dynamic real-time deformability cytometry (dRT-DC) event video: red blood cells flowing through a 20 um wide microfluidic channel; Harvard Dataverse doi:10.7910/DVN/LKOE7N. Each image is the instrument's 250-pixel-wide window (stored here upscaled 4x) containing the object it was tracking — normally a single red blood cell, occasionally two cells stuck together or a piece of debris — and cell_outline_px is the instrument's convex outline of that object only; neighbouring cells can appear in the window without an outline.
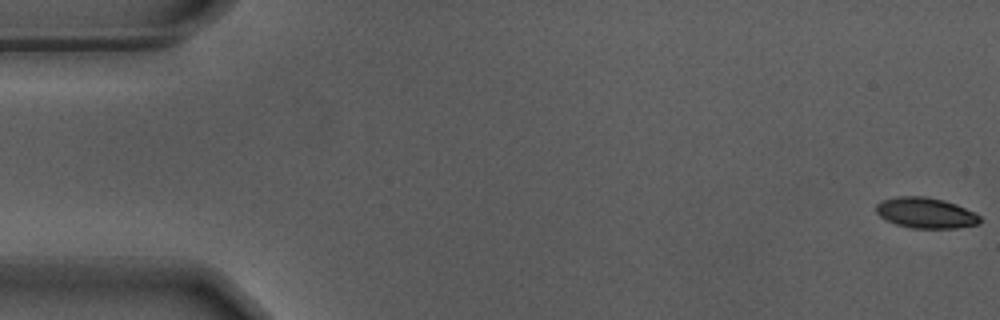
{"species": "Egyptian fruit bat (a non-hibernating species)", "species_latin": "Rousettus aegyptiacus", "temperature_condition": "warm", "stored_images_in_passage": 52, "camera_frame_rate_fps": 3000, "um_per_image_px": 0.085, "animal": {"sex": "male"}, "frame": {"image": 1, "passage_image": 1, "time_ms": 0.0, "image_size_px": [1000, 320], "cell_outline_px": [[980, 224], [956, 228], [912, 228], [896, 224], [880, 216], [876, 212], [876, 204], [880, 200], [896, 196], [924, 196], [944, 200], [956, 204], [980, 216]], "centroid_in_image_um": [78.66, 18.09], "position_along_channel_um": 6.3, "area_um2": 18.5}}
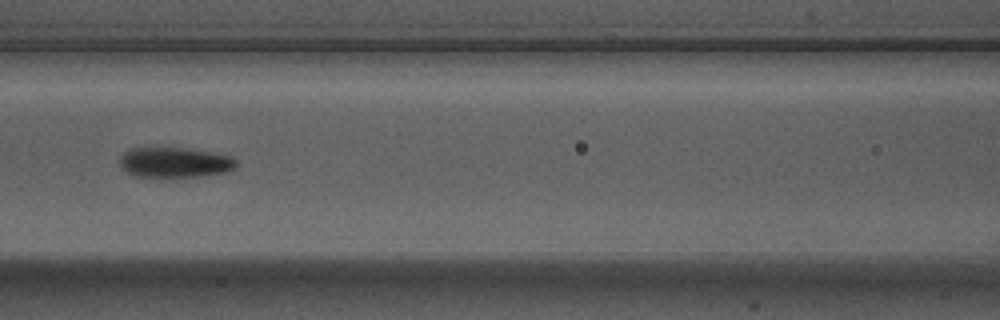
{"frame": {"image": 2, "passage_image": 25, "time_ms": 8.0, "image_size_px": [1000, 320], "cell_outline_px": [[236, 168], [224, 172], [200, 176], [160, 180], [132, 176], [120, 164], [120, 156], [128, 148], [152, 144], [160, 144], [188, 148], [232, 156], [236, 160]], "centroid_in_image_um": [14.75, 13.79], "position_along_channel_um": 151.9, "area_um2": 22.25}}
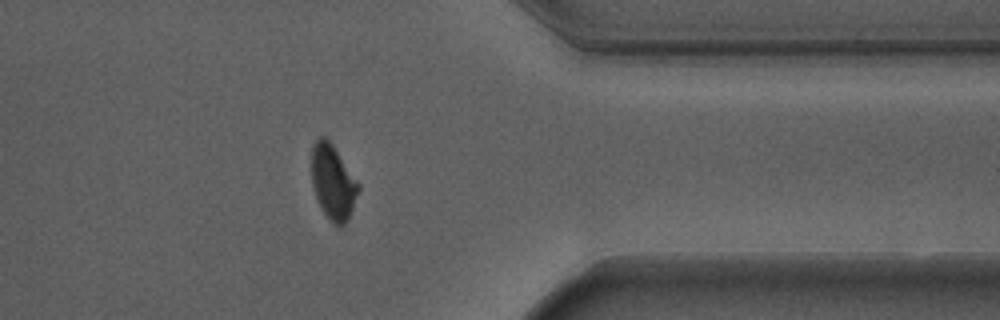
{"frame": {"image": 3, "passage_image": 45, "time_ms": 14.667, "image_size_px": [1000, 320], "cell_outline_px": [[360, 188], [348, 220], [344, 224], [336, 224], [324, 212], [316, 196], [312, 184], [312, 144], [320, 136], [324, 136], [332, 144], [360, 184]], "centroid_in_image_um": [28.31, 15.44], "position_along_channel_um": 383.1, "area_um2": 19.94}}